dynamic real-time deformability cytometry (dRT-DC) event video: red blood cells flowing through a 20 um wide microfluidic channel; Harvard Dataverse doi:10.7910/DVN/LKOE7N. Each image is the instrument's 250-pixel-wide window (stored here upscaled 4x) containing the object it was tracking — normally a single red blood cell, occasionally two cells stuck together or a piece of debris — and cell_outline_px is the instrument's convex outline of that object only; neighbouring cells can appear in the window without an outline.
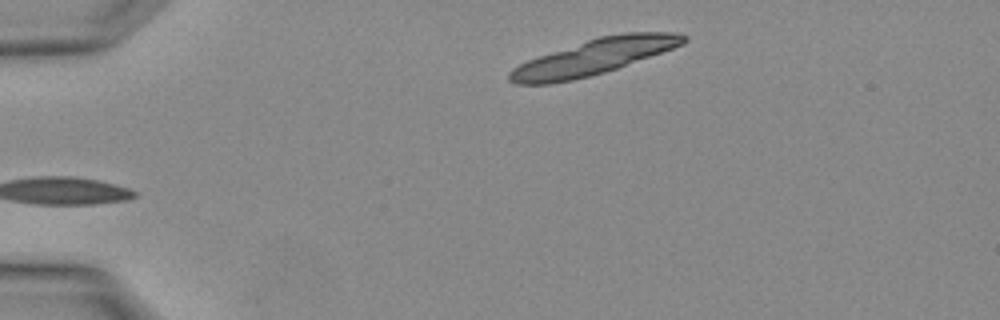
{"species": "Egyptian fruit bat (a non-hibernating species)", "species_latin": "Rousettus aegyptiacus", "temperature_condition": "warm", "stored_images_in_passage": 2, "camera_frame_rate_fps": 3000, "um_per_image_px": 0.085, "animal": {"sex": "female"}, "frame": {"image": 1, "passage_image": 1, "time_ms": 0.0, "image_size_px": [1000, 320], "cell_outline_px": [[688, 40], [684, 44], [616, 68], [604, 72], [572, 80], [548, 84], [516, 84], [508, 80], [508, 72], [512, 68], [528, 60], [600, 36], [624, 32], [672, 32], [688, 36]], "centroid_in_image_um": [50.48, 4.84], "position_along_channel_um": 34.5, "area_um2": 35.43}}